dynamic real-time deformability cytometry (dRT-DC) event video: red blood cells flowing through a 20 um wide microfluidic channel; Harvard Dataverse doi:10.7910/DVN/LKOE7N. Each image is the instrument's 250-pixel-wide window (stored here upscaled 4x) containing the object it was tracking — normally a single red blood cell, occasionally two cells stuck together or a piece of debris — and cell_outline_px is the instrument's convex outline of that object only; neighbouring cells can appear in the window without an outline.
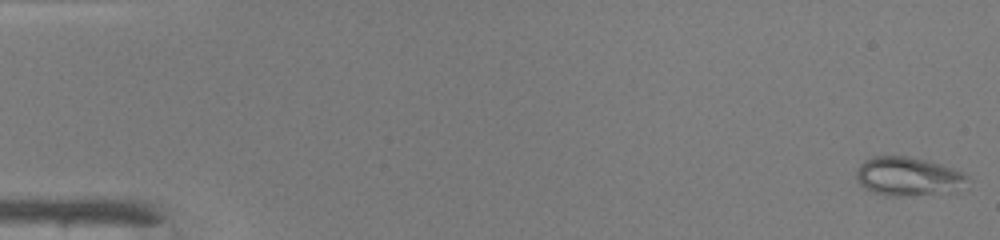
{"species": "common noctule bat (a hibernating species)", "species_latin": "Nyctalus noctula", "temperature_condition": "warm", "stored_images_in_passage": 48, "camera_frame_rate_fps": 3000, "um_per_image_px": 0.085, "animal": {"sex": "male", "body_mass_g": 19.0, "forearm_length_mm": 50.8}, "frame": {"image": 1, "passage_image": 1, "time_ms": 0.0, "image_size_px": [1000, 240], "cell_outline_px": [[968, 188], [956, 192], [896, 196], [888, 196], [864, 188], [856, 180], [856, 168], [864, 160], [872, 156], [908, 156], [940, 164], [964, 172], [968, 176]], "centroid_in_image_um": [77.24, 15.0], "position_along_channel_um": 7.8, "area_um2": 25.49}}
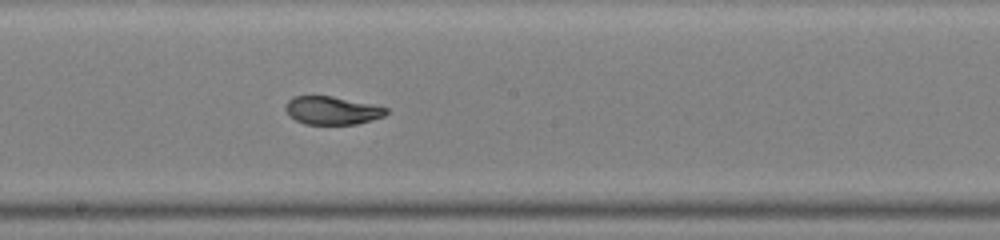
{"frame": {"image": 2, "passage_image": 27, "time_ms": 8.667, "image_size_px": [1000, 240], "cell_outline_px": [[388, 112], [384, 116], [356, 124], [304, 124], [288, 116], [284, 108], [288, 100], [292, 96], [332, 96], [388, 108]], "centroid_in_image_um": [28.17, 9.39], "position_along_channel_um": 220.0, "area_um2": 16.42}}
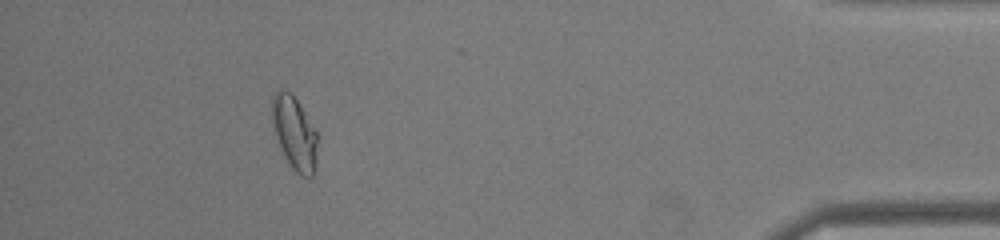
{"frame": {"image": 3, "passage_image": 44, "time_ms": 14.333, "image_size_px": [1000, 240], "cell_outline_px": [[316, 168], [312, 176], [300, 176], [292, 168], [276, 136], [272, 120], [272, 96], [280, 88], [284, 88], [292, 92], [316, 132]], "centroid_in_image_um": [25.02, 11.27], "position_along_channel_um": 410.2, "area_um2": 18.96}, "authors_computed_cell_mechanics": {"area_um2": 18.6694, "velocity_mm_per_s": 4.257, "shape_relaxation_time_tau1_ms": 7.1105, "shape_relaxation_time_tau2_ms": null, "deformation_change_tau1": 0.2691, "deformation_change_tau2": null}}